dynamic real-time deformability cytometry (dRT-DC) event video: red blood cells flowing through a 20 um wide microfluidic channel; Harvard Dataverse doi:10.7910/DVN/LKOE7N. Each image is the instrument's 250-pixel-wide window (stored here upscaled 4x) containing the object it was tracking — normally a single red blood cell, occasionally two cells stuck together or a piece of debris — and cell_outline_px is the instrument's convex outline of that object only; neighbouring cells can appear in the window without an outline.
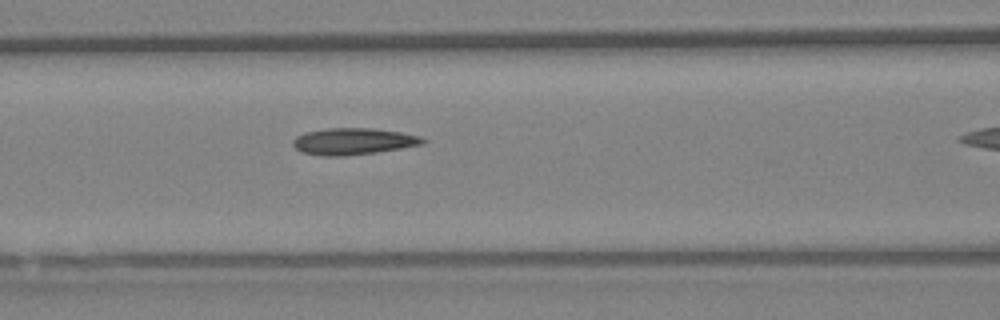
{"species": "Egyptian fruit bat (a non-hibernating species)", "species_latin": "Rousettus aegyptiacus", "temperature_condition": "warm", "stored_images_in_passage": 29, "camera_frame_rate_fps": 3000, "um_per_image_px": 0.085, "animal": {"sex": "female"}, "frame": {"image": 1, "passage_image": 13, "time_ms": 4.0, "image_size_px": [1000, 320], "cell_outline_px": [[428, 140], [424, 144], [376, 152], [344, 156], [320, 156], [300, 152], [292, 144], [292, 140], [296, 136], [304, 132], [328, 128], [372, 128], [400, 132], [420, 136]], "centroid_in_image_um": [30.0, 12.01], "position_along_channel_um": 136.6, "area_um2": 20.29}}